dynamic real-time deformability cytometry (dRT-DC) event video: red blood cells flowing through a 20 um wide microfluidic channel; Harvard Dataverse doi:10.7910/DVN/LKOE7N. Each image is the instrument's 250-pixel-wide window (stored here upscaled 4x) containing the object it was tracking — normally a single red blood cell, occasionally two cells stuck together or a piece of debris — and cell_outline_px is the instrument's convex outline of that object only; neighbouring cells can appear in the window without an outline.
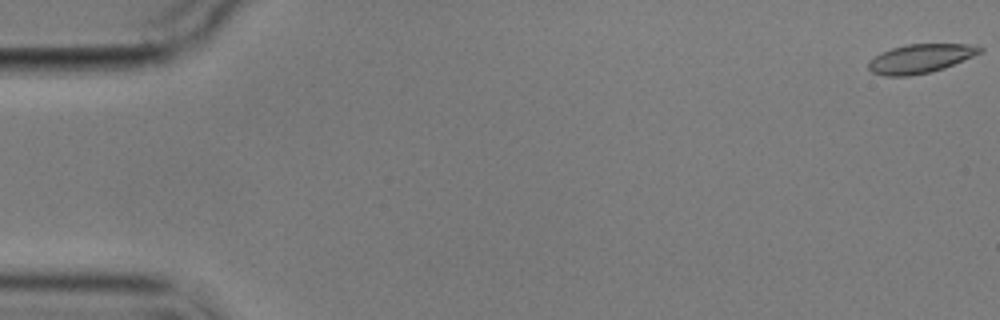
{"species": "common noctule bat (a hibernating species)", "species_latin": "Nyctalus noctula", "temperature_condition": "cold", "stored_images_in_passage": 6, "camera_frame_rate_fps": 3000, "um_per_image_px": 0.085, "animal": {"sex": "male", "body_mass_g": 17.9}, "frame": {"image": 1, "passage_image": 1, "time_ms": 0.0, "image_size_px": [1000, 320], "cell_outline_px": [[984, 48], [980, 52], [972, 56], [944, 68], [932, 72], [908, 76], [884, 76], [872, 72], [868, 68], [868, 60], [880, 52], [892, 48], [908, 44], [968, 44]], "centroid_in_image_um": [78.17, 4.98], "position_along_channel_um": 6.8, "area_um2": 18.73}}
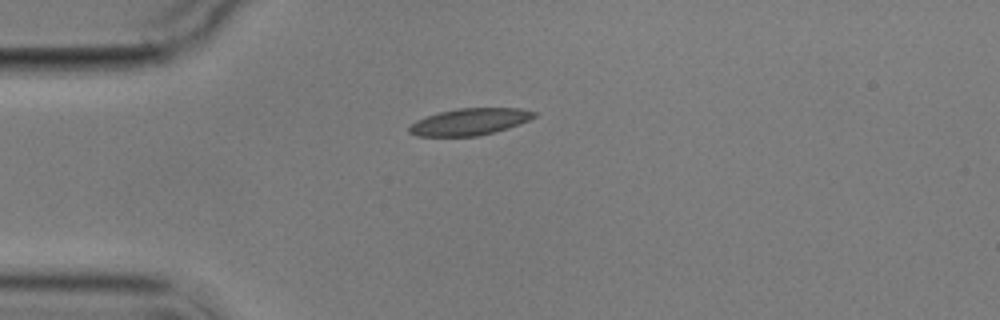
{"frame": {"image": 2, "passage_image": 5, "time_ms": 4.667, "image_size_px": [1000, 320], "cell_outline_px": [[536, 116], [520, 124], [508, 128], [476, 136], [416, 136], [408, 132], [408, 128], [416, 120], [440, 112], [456, 108], [520, 108], [536, 112]], "centroid_in_image_um": [39.92, 10.34], "position_along_channel_um": 45.1, "area_um2": 19.36}}